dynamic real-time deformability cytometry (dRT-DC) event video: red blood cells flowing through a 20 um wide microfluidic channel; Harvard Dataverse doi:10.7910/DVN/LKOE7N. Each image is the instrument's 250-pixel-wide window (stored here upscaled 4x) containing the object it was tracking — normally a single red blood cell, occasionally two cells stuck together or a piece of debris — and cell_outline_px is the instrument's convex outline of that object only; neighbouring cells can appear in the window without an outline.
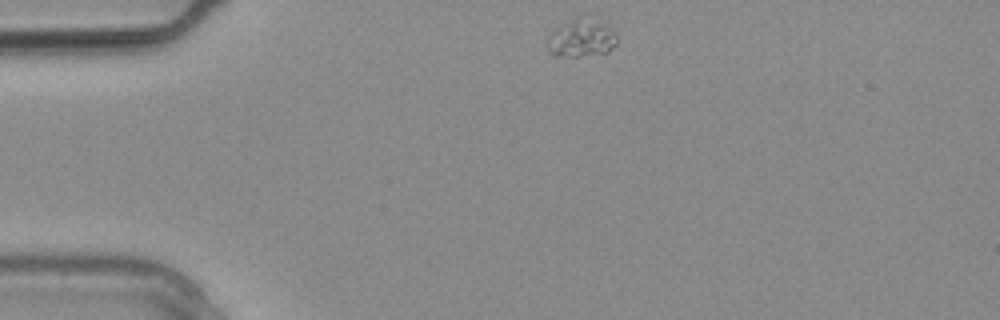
{"species": "common noctule bat (a hibernating species)", "species_latin": "Nyctalus noctula", "temperature_condition": "warm", "stored_images_in_passage": 24, "camera_frame_rate_fps": 3000, "um_per_image_px": 0.085, "animal": {"sex": "male", "body_mass_g": 20.4}, "frame": {"image": 1, "passage_image": 1, "time_ms": 0.0, "image_size_px": [1000, 320], "cell_outline_px": [[616, 44], [608, 52], [580, 56], [552, 56], [548, 52], [548, 36], [560, 24], [576, 16], [588, 12], [616, 32]], "centroid_in_image_um": [49.42, 3.17], "position_along_channel_um": 35.6, "area_um2": 16.01}}
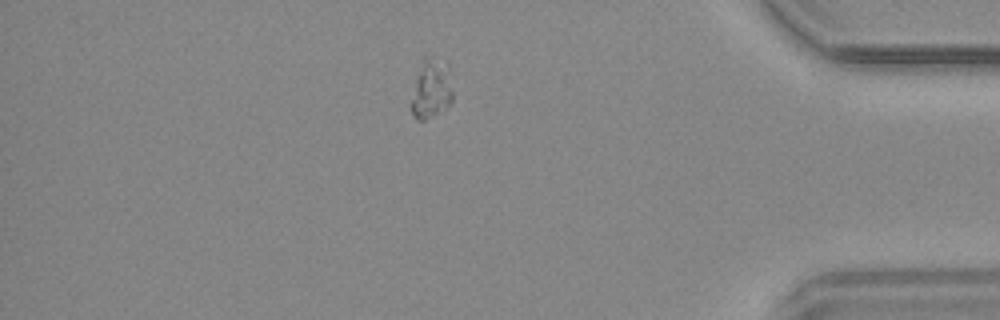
{"frame": {"image": 2, "passage_image": 20, "time_ms": 6.333, "image_size_px": [1000, 320], "cell_outline_px": [[452, 100], [448, 104], [424, 120], [416, 120], [408, 104], [424, 56], [448, 64], [452, 92]], "centroid_in_image_um": [36.62, 7.58], "position_along_channel_um": 398.6, "area_um2": 13.87}}
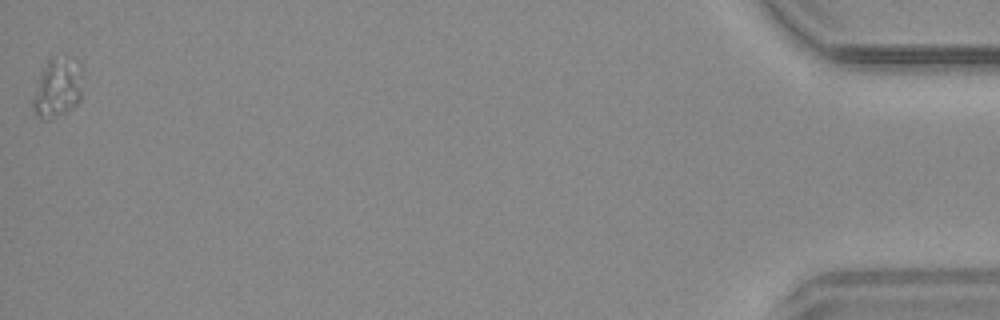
{"frame": {"image": 3, "passage_image": 24, "time_ms": 7.667, "image_size_px": [1000, 320], "cell_outline_px": [[84, 68], [80, 100], [72, 108], [52, 120], [44, 120], [32, 108], [32, 100], [40, 76], [48, 56], [56, 52], [80, 64]], "centroid_in_image_um": [4.92, 7.4], "position_along_channel_um": 430.3, "area_um2": 17.74}}